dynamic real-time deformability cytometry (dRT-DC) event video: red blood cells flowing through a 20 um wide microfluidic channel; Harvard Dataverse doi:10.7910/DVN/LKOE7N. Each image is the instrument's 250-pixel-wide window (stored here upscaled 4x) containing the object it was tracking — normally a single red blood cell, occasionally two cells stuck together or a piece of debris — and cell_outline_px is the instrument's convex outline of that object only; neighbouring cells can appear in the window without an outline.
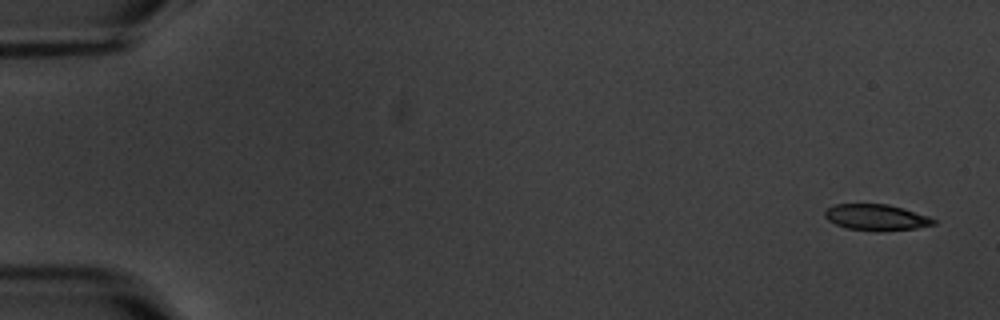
{"species": "common noctule bat (a hibernating species)", "species_latin": "Nyctalus noctula", "temperature_condition": "warm", "stored_images_in_passage": 6, "camera_frame_rate_fps": 3000, "um_per_image_px": 0.085, "animal": {"sex": "male", "body_mass_g": 20.1, "forearm_length_mm": 53.5}, "frame": {"image": 1, "passage_image": 1, "time_ms": 0.0, "image_size_px": [1000, 320], "cell_outline_px": [[936, 224], [916, 228], [876, 232], [848, 228], [836, 224], [828, 220], [824, 216], [824, 212], [828, 208], [836, 204], [888, 204], [904, 208], [928, 216], [936, 220]], "centroid_in_image_um": [74.5, 18.48], "position_along_channel_um": 10.5, "area_um2": 16.59}}
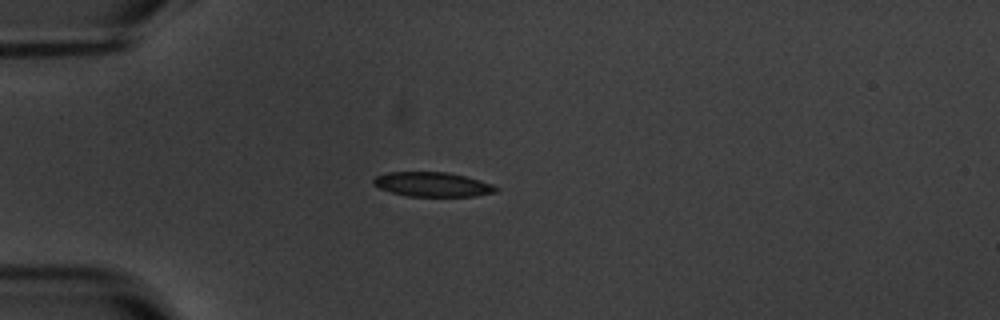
{"frame": {"image": 2, "passage_image": 5, "time_ms": 4.667, "image_size_px": [1000, 320], "cell_outline_px": [[500, 188], [496, 192], [476, 196], [408, 196], [392, 192], [380, 188], [372, 184], [372, 180], [376, 176], [388, 172], [448, 172], [464, 176], [492, 184]], "centroid_in_image_um": [36.76, 15.67], "position_along_channel_um": 48.2, "area_um2": 17.4}}